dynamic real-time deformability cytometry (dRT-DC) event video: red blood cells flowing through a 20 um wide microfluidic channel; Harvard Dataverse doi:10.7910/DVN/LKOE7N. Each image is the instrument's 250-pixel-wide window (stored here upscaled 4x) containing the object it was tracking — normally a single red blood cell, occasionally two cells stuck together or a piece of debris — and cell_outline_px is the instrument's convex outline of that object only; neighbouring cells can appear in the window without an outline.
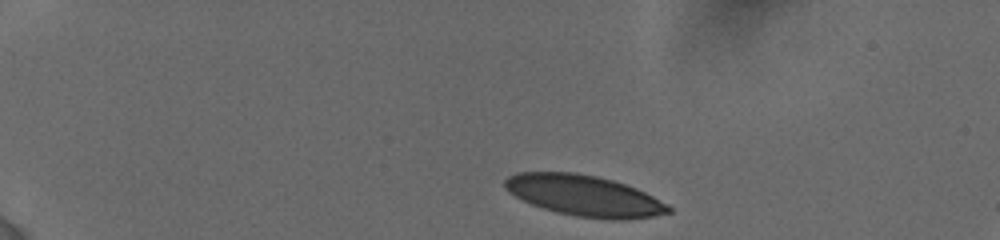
{"species": "human", "species_latin": "Homo sapiens", "temperature_condition": "cold", "stored_images_in_passage": 18, "camera_frame_rate_fps": 3000, "um_per_image_px": 0.085, "donor": {"sex": "female"}, "frame": {"image": 1, "passage_image": 1, "time_ms": 0.0, "image_size_px": [1000, 240], "cell_outline_px": [[672, 212], [652, 216], [624, 220], [612, 220], [576, 216], [556, 212], [532, 204], [508, 192], [504, 188], [504, 180], [508, 176], [516, 172], [576, 172], [596, 176], [612, 180], [636, 188], [668, 204], [672, 208]], "centroid_in_image_um": [49.65, 16.63], "position_along_channel_um": 35.3, "area_um2": 38.96}}
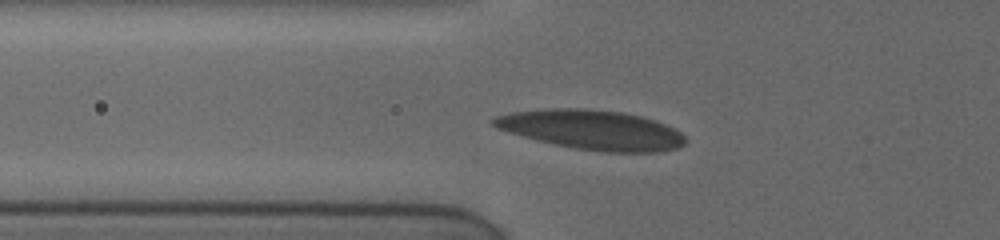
{"frame": {"image": 2, "passage_image": 13, "time_ms": 3.333, "image_size_px": [1000, 240], "cell_outline_px": [[684, 144], [676, 148], [656, 152], [604, 152], [576, 148], [536, 140], [508, 132], [496, 128], [488, 120], [492, 116], [508, 112], [548, 108], [584, 108], [624, 112], [656, 120], [676, 128], [684, 136]], "centroid_in_image_um": [50.26, 11.01], "position_along_channel_um": 75.5, "area_um2": 44.51}}
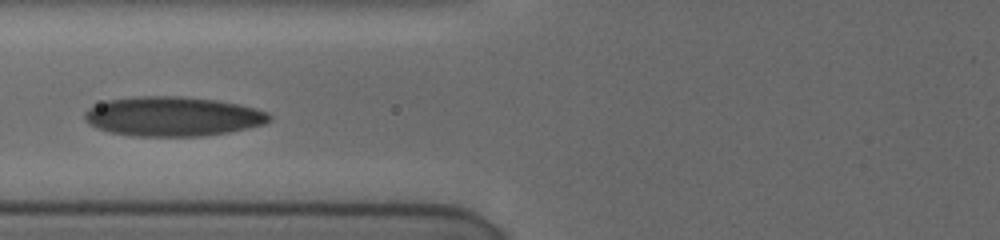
{"frame": {"image": 3, "passage_image": 17, "time_ms": 4.333, "image_size_px": [1000, 240], "cell_outline_px": [[272, 120], [264, 124], [248, 128], [228, 132], [204, 136], [132, 136], [112, 132], [96, 128], [88, 124], [84, 120], [84, 112], [88, 108], [108, 100], [136, 96], [180, 96], [216, 100], [240, 104], [256, 108], [268, 112], [272, 116]], "centroid_in_image_um": [14.7, 9.89], "position_along_channel_um": 111.1, "area_um2": 42.77}}